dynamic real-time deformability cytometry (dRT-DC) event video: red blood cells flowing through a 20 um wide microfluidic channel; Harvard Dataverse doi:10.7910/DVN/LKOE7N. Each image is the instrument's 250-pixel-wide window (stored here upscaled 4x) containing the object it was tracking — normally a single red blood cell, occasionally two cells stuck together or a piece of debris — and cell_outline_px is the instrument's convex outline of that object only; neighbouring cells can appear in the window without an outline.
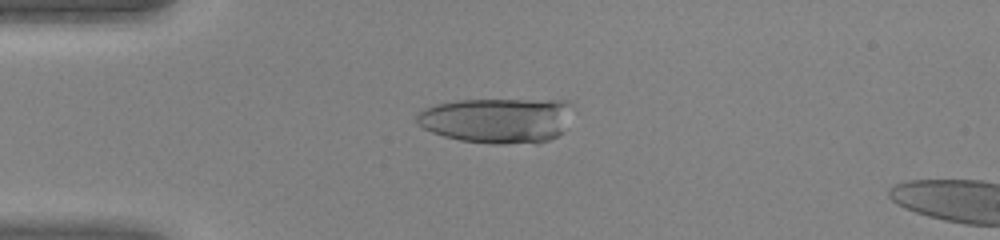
{"species": "human", "species_latin": "Homo sapiens", "temperature_condition": "warm", "stored_images_in_passage": 11, "camera_frame_rate_fps": 3000, "um_per_image_px": 0.085, "donor": {"sex": "female"}, "frame": {"image": 1, "passage_image": 8, "time_ms": 2.333, "image_size_px": [1000, 240], "cell_outline_px": [[576, 112], [568, 128], [564, 132], [548, 140], [536, 144], [496, 144], [460, 140], [444, 136], [432, 132], [416, 124], [416, 112], [424, 108], [436, 104], [456, 100], [568, 100], [572, 104]], "centroid_in_image_um": [42.36, 10.22], "position_along_channel_um": 42.6, "area_um2": 42.37}}